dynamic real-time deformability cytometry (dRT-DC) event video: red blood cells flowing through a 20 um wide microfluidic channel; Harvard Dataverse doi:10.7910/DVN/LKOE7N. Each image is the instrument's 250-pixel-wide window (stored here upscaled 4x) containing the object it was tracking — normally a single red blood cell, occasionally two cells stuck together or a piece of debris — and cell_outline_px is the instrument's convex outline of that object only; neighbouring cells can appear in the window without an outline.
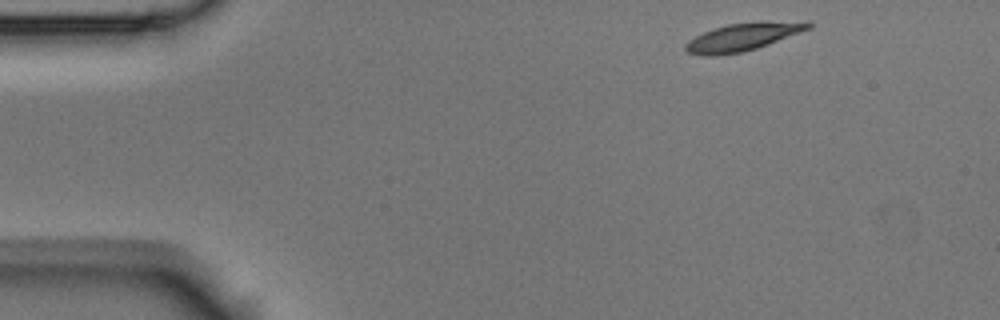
{"species": "Egyptian fruit bat (a non-hibernating species)", "species_latin": "Rousettus aegyptiacus", "temperature_condition": "room temperature", "stored_images_in_passage": 5, "camera_frame_rate_fps": 3000, "um_per_image_px": 0.085, "animal": {"sex": "male"}, "frame": {"image": 1, "passage_image": 1, "time_ms": 0.0, "image_size_px": [1000, 320], "cell_outline_px": [[812, 28], [768, 44], [744, 52], [712, 56], [708, 56], [688, 52], [684, 48], [684, 44], [688, 40], [704, 32], [728, 24], [808, 20], [812, 24]], "centroid_in_image_um": [63.17, 3.14], "position_along_channel_um": 21.8, "area_um2": 19.54}}
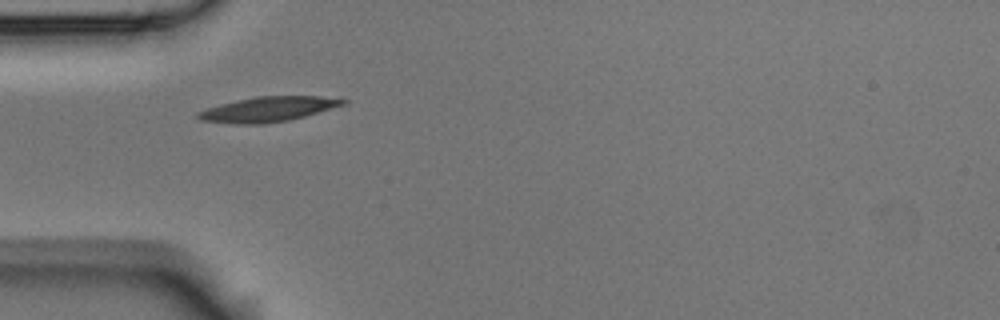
{"frame": {"image": 2, "passage_image": 4, "time_ms": 3.333, "image_size_px": [1000, 320], "cell_outline_px": [[348, 100], [344, 104], [304, 116], [288, 120], [264, 124], [236, 124], [200, 120], [196, 116], [196, 112], [220, 104], [236, 100], [256, 96], [320, 96]], "centroid_in_image_um": [22.73, 9.28], "position_along_channel_um": 62.3, "area_um2": 20.87}}
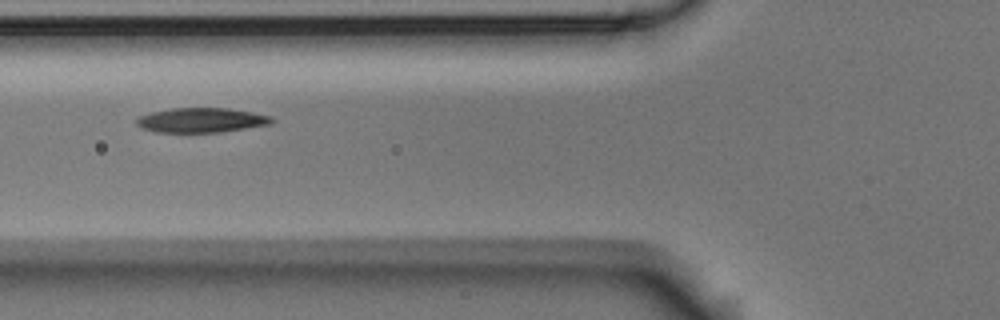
{"frame": {"image": 3, "passage_image": 5, "time_ms": 4.667, "image_size_px": [1000, 320], "cell_outline_px": [[276, 120], [272, 124], [220, 132], [156, 132], [140, 128], [136, 124], [136, 120], [140, 116], [152, 112], [172, 108], [228, 108], [252, 112], [272, 116]], "centroid_in_image_um": [17.14, 10.21], "position_along_channel_um": 108.7, "area_um2": 19.48}}